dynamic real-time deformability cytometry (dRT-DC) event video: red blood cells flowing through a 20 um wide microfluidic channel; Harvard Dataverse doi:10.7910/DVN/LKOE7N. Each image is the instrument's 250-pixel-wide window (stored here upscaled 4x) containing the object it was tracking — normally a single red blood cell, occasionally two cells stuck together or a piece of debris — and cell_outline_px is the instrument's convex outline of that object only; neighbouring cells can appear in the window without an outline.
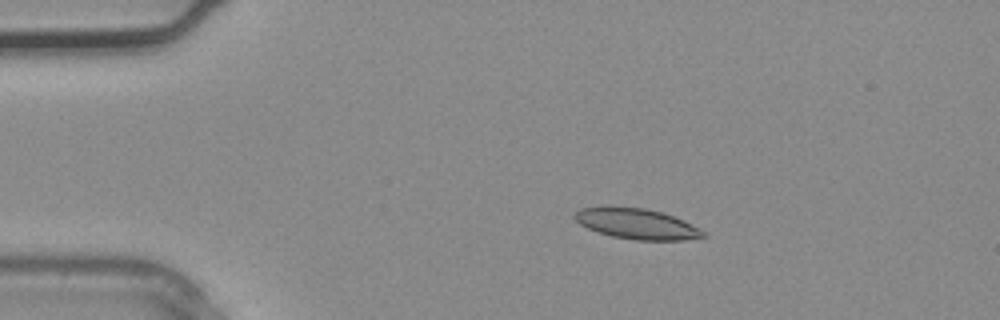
{"species": "common noctule bat (a hibernating species)", "species_latin": "Nyctalus noctula", "temperature_condition": "warm", "stored_images_in_passage": 2, "camera_frame_rate_fps": 3000, "um_per_image_px": 0.085, "animal": {"sex": "male", "body_mass_g": 20.4}, "frame": {"image": 1, "passage_image": 2, "time_ms": 0.333, "image_size_px": [1000, 320], "cell_outline_px": [[708, 236], [684, 240], [636, 240], [612, 236], [588, 228], [580, 224], [572, 216], [580, 208], [604, 204], [608, 204], [644, 208], [664, 212], [684, 220], [704, 232]], "centroid_in_image_um": [54.07, 18.98], "position_along_channel_um": 30.9, "area_um2": 23.35}}